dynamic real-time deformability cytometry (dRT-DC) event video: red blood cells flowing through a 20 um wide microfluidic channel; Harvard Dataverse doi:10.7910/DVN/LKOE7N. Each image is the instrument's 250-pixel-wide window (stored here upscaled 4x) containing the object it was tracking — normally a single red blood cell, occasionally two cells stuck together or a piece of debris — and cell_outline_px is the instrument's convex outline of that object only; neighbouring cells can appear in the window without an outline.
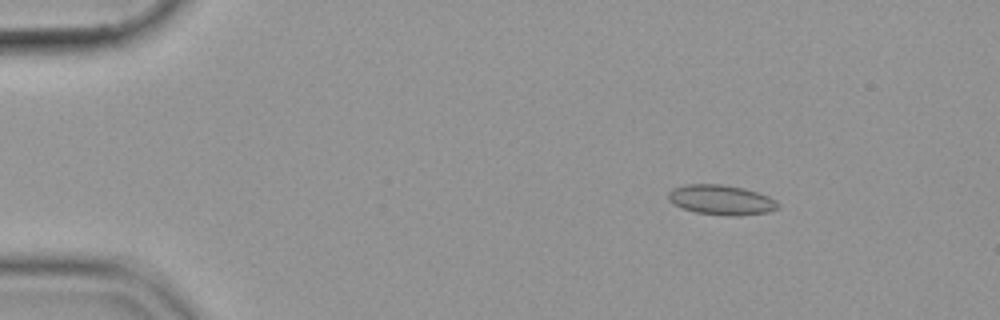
{"species": "common noctule bat (a hibernating species)", "species_latin": "Nyctalus noctula", "temperature_condition": "cold", "stored_images_in_passage": 48, "camera_frame_rate_fps": 3000, "um_per_image_px": 0.085, "animal": {"sex": "female", "body_mass_g": 19.9}, "frame": {"image": 1, "passage_image": 1, "time_ms": 0.0, "image_size_px": [1000, 320], "cell_outline_px": [[780, 204], [776, 208], [768, 212], [736, 216], [728, 216], [696, 212], [680, 208], [672, 204], [668, 200], [668, 192], [672, 188], [684, 184], [720, 184], [744, 188], [768, 196], [776, 200]], "centroid_in_image_um": [61.25, 16.99], "position_along_channel_um": 23.7, "area_um2": 19.25}}
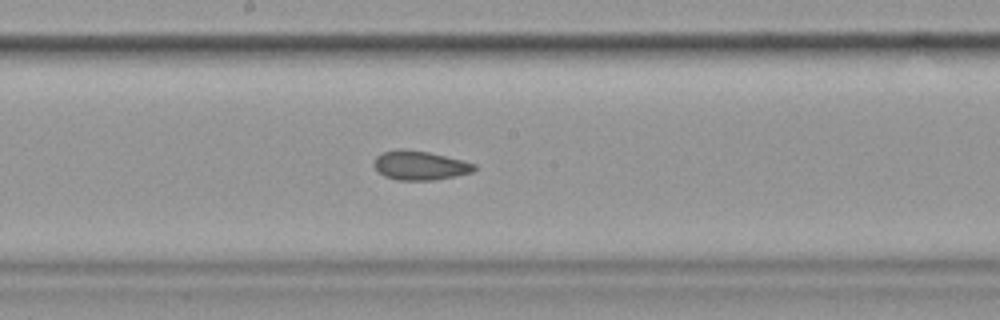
{"frame": {"image": 2, "passage_image": 23, "time_ms": 7.333, "image_size_px": [1000, 320], "cell_outline_px": [[476, 168], [472, 172], [436, 180], [396, 180], [384, 176], [372, 164], [376, 156], [384, 152], [396, 148], [404, 148], [428, 152], [464, 160], [476, 164]], "centroid_in_image_um": [35.68, 14.05], "position_along_channel_um": 212.5, "area_um2": 17.17}}
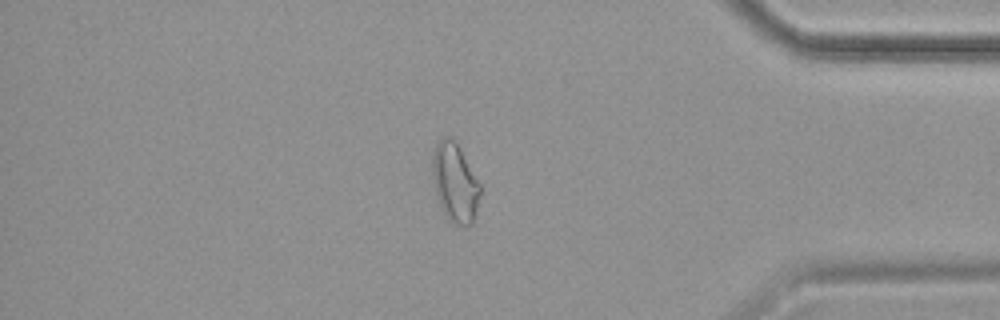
{"frame": {"image": 3, "passage_image": 40, "time_ms": 13.0, "image_size_px": [1000, 320], "cell_outline_px": [[480, 196], [472, 224], [452, 224], [448, 220], [440, 208], [432, 176], [432, 156], [436, 144], [444, 136], [452, 136], [460, 148], [480, 184]], "centroid_in_image_um": [38.65, 15.51], "position_along_channel_um": 396.5, "area_um2": 21.91}}